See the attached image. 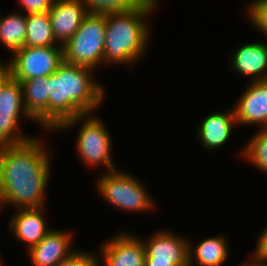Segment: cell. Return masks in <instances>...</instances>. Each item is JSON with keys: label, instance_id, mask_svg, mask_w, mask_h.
Here are the masks:
<instances>
[{"label": "cell", "instance_id": "cell-27", "mask_svg": "<svg viewBox=\"0 0 267 266\" xmlns=\"http://www.w3.org/2000/svg\"><path fill=\"white\" fill-rule=\"evenodd\" d=\"M259 234L252 254H267V225Z\"/></svg>", "mask_w": 267, "mask_h": 266}, {"label": "cell", "instance_id": "cell-3", "mask_svg": "<svg viewBox=\"0 0 267 266\" xmlns=\"http://www.w3.org/2000/svg\"><path fill=\"white\" fill-rule=\"evenodd\" d=\"M158 4L148 0L134 9L106 14L104 68L114 64L130 68L144 57L152 33L148 17L157 11Z\"/></svg>", "mask_w": 267, "mask_h": 266}, {"label": "cell", "instance_id": "cell-25", "mask_svg": "<svg viewBox=\"0 0 267 266\" xmlns=\"http://www.w3.org/2000/svg\"><path fill=\"white\" fill-rule=\"evenodd\" d=\"M57 266H97V255L96 252L82 251L78 248Z\"/></svg>", "mask_w": 267, "mask_h": 266}, {"label": "cell", "instance_id": "cell-7", "mask_svg": "<svg viewBox=\"0 0 267 266\" xmlns=\"http://www.w3.org/2000/svg\"><path fill=\"white\" fill-rule=\"evenodd\" d=\"M8 61L0 64L16 81L29 80L36 77H47L55 73L63 62L62 46L33 47L24 46L11 55Z\"/></svg>", "mask_w": 267, "mask_h": 266}, {"label": "cell", "instance_id": "cell-13", "mask_svg": "<svg viewBox=\"0 0 267 266\" xmlns=\"http://www.w3.org/2000/svg\"><path fill=\"white\" fill-rule=\"evenodd\" d=\"M9 218L8 230L16 239L24 242L27 251L38 244L52 230L45 217V207L20 208Z\"/></svg>", "mask_w": 267, "mask_h": 266}, {"label": "cell", "instance_id": "cell-15", "mask_svg": "<svg viewBox=\"0 0 267 266\" xmlns=\"http://www.w3.org/2000/svg\"><path fill=\"white\" fill-rule=\"evenodd\" d=\"M197 126L195 135L202 147L209 151L218 150L230 140L234 126H237L234 109L207 114Z\"/></svg>", "mask_w": 267, "mask_h": 266}, {"label": "cell", "instance_id": "cell-4", "mask_svg": "<svg viewBox=\"0 0 267 266\" xmlns=\"http://www.w3.org/2000/svg\"><path fill=\"white\" fill-rule=\"evenodd\" d=\"M82 122V123H81ZM78 126V135L76 137V153L81 162L87 164V167L94 169L104 168V172L117 169L113 162L112 153V135L107 129L102 118H98L94 113L83 114L66 120L54 132L66 131ZM64 129V130H63Z\"/></svg>", "mask_w": 267, "mask_h": 266}, {"label": "cell", "instance_id": "cell-6", "mask_svg": "<svg viewBox=\"0 0 267 266\" xmlns=\"http://www.w3.org/2000/svg\"><path fill=\"white\" fill-rule=\"evenodd\" d=\"M106 14L88 13L81 25L64 44L63 61L94 71L104 65Z\"/></svg>", "mask_w": 267, "mask_h": 266}, {"label": "cell", "instance_id": "cell-31", "mask_svg": "<svg viewBox=\"0 0 267 266\" xmlns=\"http://www.w3.org/2000/svg\"><path fill=\"white\" fill-rule=\"evenodd\" d=\"M3 256H2V253L0 252V266H3Z\"/></svg>", "mask_w": 267, "mask_h": 266}, {"label": "cell", "instance_id": "cell-24", "mask_svg": "<svg viewBox=\"0 0 267 266\" xmlns=\"http://www.w3.org/2000/svg\"><path fill=\"white\" fill-rule=\"evenodd\" d=\"M245 15L257 31L265 35L267 41V0H252L245 9Z\"/></svg>", "mask_w": 267, "mask_h": 266}, {"label": "cell", "instance_id": "cell-8", "mask_svg": "<svg viewBox=\"0 0 267 266\" xmlns=\"http://www.w3.org/2000/svg\"><path fill=\"white\" fill-rule=\"evenodd\" d=\"M143 239L145 266H189V239L170 230L153 232Z\"/></svg>", "mask_w": 267, "mask_h": 266}, {"label": "cell", "instance_id": "cell-18", "mask_svg": "<svg viewBox=\"0 0 267 266\" xmlns=\"http://www.w3.org/2000/svg\"><path fill=\"white\" fill-rule=\"evenodd\" d=\"M27 15L19 11L0 13V43L13 54L25 46Z\"/></svg>", "mask_w": 267, "mask_h": 266}, {"label": "cell", "instance_id": "cell-20", "mask_svg": "<svg viewBox=\"0 0 267 266\" xmlns=\"http://www.w3.org/2000/svg\"><path fill=\"white\" fill-rule=\"evenodd\" d=\"M244 145L238 155L262 173H267V128H259Z\"/></svg>", "mask_w": 267, "mask_h": 266}, {"label": "cell", "instance_id": "cell-30", "mask_svg": "<svg viewBox=\"0 0 267 266\" xmlns=\"http://www.w3.org/2000/svg\"><path fill=\"white\" fill-rule=\"evenodd\" d=\"M263 266H267V254H253Z\"/></svg>", "mask_w": 267, "mask_h": 266}, {"label": "cell", "instance_id": "cell-19", "mask_svg": "<svg viewBox=\"0 0 267 266\" xmlns=\"http://www.w3.org/2000/svg\"><path fill=\"white\" fill-rule=\"evenodd\" d=\"M25 46H60L55 40L49 12L27 14Z\"/></svg>", "mask_w": 267, "mask_h": 266}, {"label": "cell", "instance_id": "cell-1", "mask_svg": "<svg viewBox=\"0 0 267 266\" xmlns=\"http://www.w3.org/2000/svg\"><path fill=\"white\" fill-rule=\"evenodd\" d=\"M47 149L44 141L34 135L23 143L0 146L2 209L45 207L52 167Z\"/></svg>", "mask_w": 267, "mask_h": 266}, {"label": "cell", "instance_id": "cell-29", "mask_svg": "<svg viewBox=\"0 0 267 266\" xmlns=\"http://www.w3.org/2000/svg\"><path fill=\"white\" fill-rule=\"evenodd\" d=\"M249 258L250 259H247L246 262H242L237 266H263L261 262L253 254H251V257Z\"/></svg>", "mask_w": 267, "mask_h": 266}, {"label": "cell", "instance_id": "cell-9", "mask_svg": "<svg viewBox=\"0 0 267 266\" xmlns=\"http://www.w3.org/2000/svg\"><path fill=\"white\" fill-rule=\"evenodd\" d=\"M99 247L97 266H145L142 237L133 233L120 231Z\"/></svg>", "mask_w": 267, "mask_h": 266}, {"label": "cell", "instance_id": "cell-5", "mask_svg": "<svg viewBox=\"0 0 267 266\" xmlns=\"http://www.w3.org/2000/svg\"><path fill=\"white\" fill-rule=\"evenodd\" d=\"M132 173L119 170L103 172L96 178V189L101 197L116 210L127 212L154 211L157 205L145 184Z\"/></svg>", "mask_w": 267, "mask_h": 266}, {"label": "cell", "instance_id": "cell-2", "mask_svg": "<svg viewBox=\"0 0 267 266\" xmlns=\"http://www.w3.org/2000/svg\"><path fill=\"white\" fill-rule=\"evenodd\" d=\"M93 69L63 61L48 76L49 131L53 133L66 120L95 113L106 90L94 77Z\"/></svg>", "mask_w": 267, "mask_h": 266}, {"label": "cell", "instance_id": "cell-12", "mask_svg": "<svg viewBox=\"0 0 267 266\" xmlns=\"http://www.w3.org/2000/svg\"><path fill=\"white\" fill-rule=\"evenodd\" d=\"M48 12L55 40L60 46L71 39L88 14L82 0H55Z\"/></svg>", "mask_w": 267, "mask_h": 266}, {"label": "cell", "instance_id": "cell-11", "mask_svg": "<svg viewBox=\"0 0 267 266\" xmlns=\"http://www.w3.org/2000/svg\"><path fill=\"white\" fill-rule=\"evenodd\" d=\"M67 231L52 229L38 244L30 248L27 253L32 265L57 266L75 252L77 249L72 248L73 233Z\"/></svg>", "mask_w": 267, "mask_h": 266}, {"label": "cell", "instance_id": "cell-10", "mask_svg": "<svg viewBox=\"0 0 267 266\" xmlns=\"http://www.w3.org/2000/svg\"><path fill=\"white\" fill-rule=\"evenodd\" d=\"M233 106L237 125L267 128V80L249 82ZM260 126V127H259Z\"/></svg>", "mask_w": 267, "mask_h": 266}, {"label": "cell", "instance_id": "cell-23", "mask_svg": "<svg viewBox=\"0 0 267 266\" xmlns=\"http://www.w3.org/2000/svg\"><path fill=\"white\" fill-rule=\"evenodd\" d=\"M88 13L109 14L124 12L144 5L148 0H82ZM159 1V0H156Z\"/></svg>", "mask_w": 267, "mask_h": 266}, {"label": "cell", "instance_id": "cell-14", "mask_svg": "<svg viewBox=\"0 0 267 266\" xmlns=\"http://www.w3.org/2000/svg\"><path fill=\"white\" fill-rule=\"evenodd\" d=\"M232 52L229 68L252 81L267 80V41L248 42Z\"/></svg>", "mask_w": 267, "mask_h": 266}, {"label": "cell", "instance_id": "cell-22", "mask_svg": "<svg viewBox=\"0 0 267 266\" xmlns=\"http://www.w3.org/2000/svg\"><path fill=\"white\" fill-rule=\"evenodd\" d=\"M0 112L9 115H29L23 104L22 86L12 79L0 96Z\"/></svg>", "mask_w": 267, "mask_h": 266}, {"label": "cell", "instance_id": "cell-17", "mask_svg": "<svg viewBox=\"0 0 267 266\" xmlns=\"http://www.w3.org/2000/svg\"><path fill=\"white\" fill-rule=\"evenodd\" d=\"M229 252L227 237L220 234L218 236H208L198 242L196 246L189 240V266H197V264L198 266L225 265L230 255Z\"/></svg>", "mask_w": 267, "mask_h": 266}, {"label": "cell", "instance_id": "cell-26", "mask_svg": "<svg viewBox=\"0 0 267 266\" xmlns=\"http://www.w3.org/2000/svg\"><path fill=\"white\" fill-rule=\"evenodd\" d=\"M24 14L48 12L55 0H17Z\"/></svg>", "mask_w": 267, "mask_h": 266}, {"label": "cell", "instance_id": "cell-21", "mask_svg": "<svg viewBox=\"0 0 267 266\" xmlns=\"http://www.w3.org/2000/svg\"><path fill=\"white\" fill-rule=\"evenodd\" d=\"M19 119H28L35 123L29 115H9L0 112V146L23 143L32 137L20 130Z\"/></svg>", "mask_w": 267, "mask_h": 266}, {"label": "cell", "instance_id": "cell-28", "mask_svg": "<svg viewBox=\"0 0 267 266\" xmlns=\"http://www.w3.org/2000/svg\"><path fill=\"white\" fill-rule=\"evenodd\" d=\"M12 80L10 73L0 64V96L3 88Z\"/></svg>", "mask_w": 267, "mask_h": 266}, {"label": "cell", "instance_id": "cell-16", "mask_svg": "<svg viewBox=\"0 0 267 266\" xmlns=\"http://www.w3.org/2000/svg\"><path fill=\"white\" fill-rule=\"evenodd\" d=\"M22 86L23 104L29 116L40 126L49 131V93L48 76L18 81Z\"/></svg>", "mask_w": 267, "mask_h": 266}]
</instances>
